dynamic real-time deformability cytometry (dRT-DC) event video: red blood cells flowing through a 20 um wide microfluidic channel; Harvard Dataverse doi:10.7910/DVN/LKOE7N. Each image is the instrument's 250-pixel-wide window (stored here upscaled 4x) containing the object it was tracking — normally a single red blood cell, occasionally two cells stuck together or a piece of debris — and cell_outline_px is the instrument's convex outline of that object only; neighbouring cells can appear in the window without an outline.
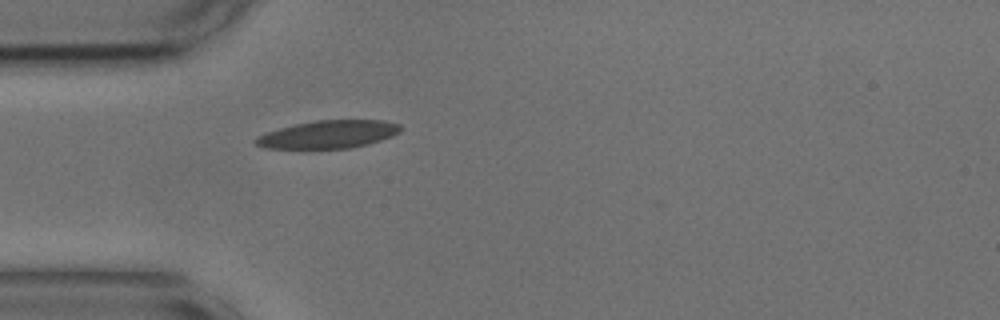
{"species": "common noctule bat (a hibernating species)", "species_latin": "Nyctalus noctula", "temperature_condition": "cold", "stored_images_in_passage": 1, "camera_frame_rate_fps": 3000, "um_per_image_px": 0.085, "animal": {"sex": "male", "body_mass_g": 17.9, "forearm_length_mm": 54.2}, "frame": {"image": 1, "passage_image": 1, "time_ms": 0.0, "image_size_px": [1000, 320], "cell_outline_px": [[400, 132], [392, 136], [368, 144], [352, 148], [264, 148], [256, 144], [252, 140], [256, 136], [280, 128], [296, 124], [316, 120], [384, 120], [400, 124]], "centroid_in_image_um": [27.91, 11.42], "position_along_channel_um": 57.1, "area_um2": 23.41}}